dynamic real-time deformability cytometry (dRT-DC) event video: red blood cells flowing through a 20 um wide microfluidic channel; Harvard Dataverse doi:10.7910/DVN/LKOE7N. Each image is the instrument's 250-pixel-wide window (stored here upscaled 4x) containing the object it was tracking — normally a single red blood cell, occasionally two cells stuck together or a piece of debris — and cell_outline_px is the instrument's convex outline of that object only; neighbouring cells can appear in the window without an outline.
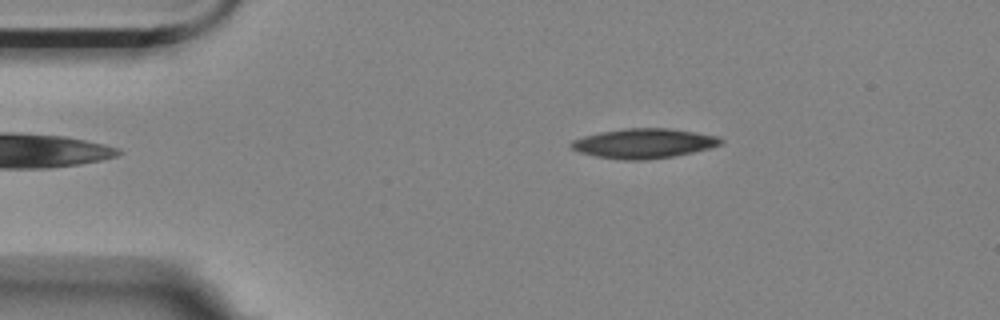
{"species": "Egyptian fruit bat (a non-hibernating species)", "species_latin": "Rousettus aegyptiacus", "temperature_condition": "room temperature", "stored_images_in_passage": 3, "camera_frame_rate_fps": 3000, "um_per_image_px": 0.085, "animal": {"sex": "female"}, "frame": {"image": 1, "passage_image": 1, "time_ms": 0.0, "image_size_px": [1000, 320], "cell_outline_px": [[724, 140], [720, 144], [712, 148], [672, 156], [648, 160], [624, 160], [596, 156], [580, 152], [572, 148], [568, 144], [572, 140], [584, 136], [600, 132], [624, 128], [668, 128], [696, 132], [716, 136]], "centroid_in_image_um": [54.72, 12.18], "position_along_channel_um": 30.3, "area_um2": 25.84}}